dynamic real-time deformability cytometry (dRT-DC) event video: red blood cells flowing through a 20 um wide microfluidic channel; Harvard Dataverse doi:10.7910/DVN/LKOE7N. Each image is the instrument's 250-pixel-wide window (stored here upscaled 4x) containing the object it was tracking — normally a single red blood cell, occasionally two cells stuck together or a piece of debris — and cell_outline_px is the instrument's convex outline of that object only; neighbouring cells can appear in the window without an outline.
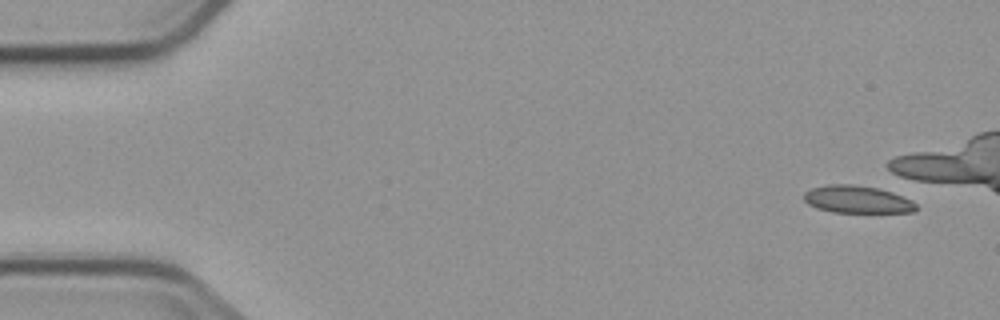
{"species": "common noctule bat (a hibernating species)", "species_latin": "Nyctalus noctula", "temperature_condition": "cold", "stored_images_in_passage": 2, "camera_frame_rate_fps": 3000, "um_per_image_px": 0.085, "animal": {"sex": "male", "body_mass_g": 23.1, "forearm_length_mm": 52.7}, "frame": {"image": 1, "passage_image": 1, "time_ms": 0.0, "image_size_px": [1000, 320], "cell_outline_px": [[916, 208], [912, 212], [832, 212], [816, 208], [808, 204], [804, 200], [804, 192], [812, 188], [828, 184], [852, 184], [876, 188], [892, 192], [912, 200], [916, 204]], "centroid_in_image_um": [72.83, 16.95], "position_along_channel_um": 12.2, "area_um2": 17.86}}